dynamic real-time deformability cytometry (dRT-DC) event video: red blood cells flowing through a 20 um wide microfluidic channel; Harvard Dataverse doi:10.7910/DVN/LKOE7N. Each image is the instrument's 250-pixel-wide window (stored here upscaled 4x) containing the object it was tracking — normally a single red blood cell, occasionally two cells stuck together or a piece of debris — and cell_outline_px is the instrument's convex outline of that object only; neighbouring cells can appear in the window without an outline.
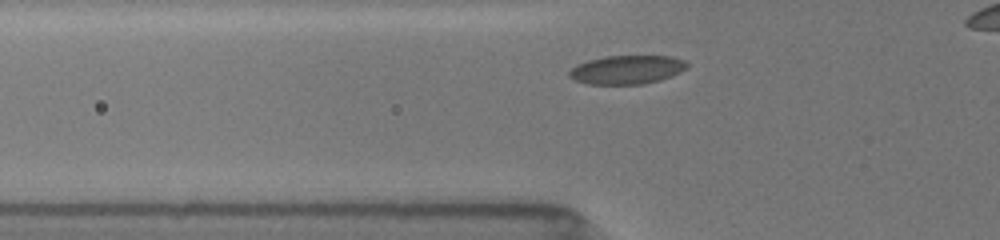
{"species": "common noctule bat (a hibernating species)", "species_latin": "Nyctalus noctula", "temperature_condition": "room temperature", "stored_images_in_passage": 37, "camera_frame_rate_fps": 3000, "um_per_image_px": 0.085, "animal": {"sex": "female", "body_mass_g": 19.5, "forearm_length_mm": 54.1}, "frame": {"image": 1, "passage_image": 8, "time_ms": 2.333, "image_size_px": [1000, 240], "cell_outline_px": [[688, 68], [672, 76], [660, 80], [644, 84], [588, 84], [576, 80], [568, 76], [568, 72], [576, 64], [588, 60], [604, 56], [672, 56], [684, 60], [688, 64]], "centroid_in_image_um": [53.3, 5.92], "position_along_channel_um": 72.5, "area_um2": 19.83}}
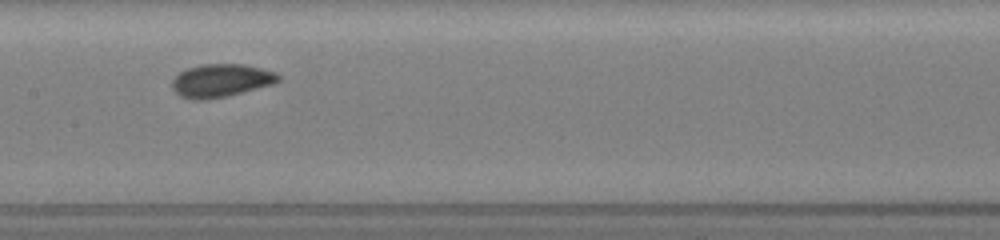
{"frame": {"image": 2, "passage_image": 17, "time_ms": 5.333, "image_size_px": [1000, 240], "cell_outline_px": [[280, 80], [276, 84], [228, 96], [208, 100], [192, 100], [180, 96], [172, 88], [172, 80], [180, 72], [188, 68], [204, 64], [244, 64], [276, 72], [280, 76]], "centroid_in_image_um": [18.82, 6.86], "position_along_channel_um": 188.6, "area_um2": 20.69}}
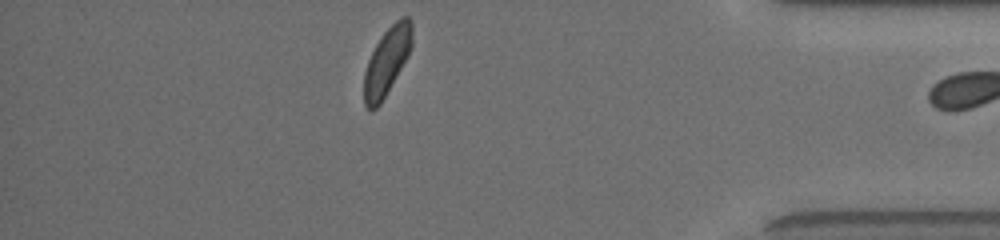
{"frame": {"image": 3, "passage_image": 36, "time_ms": 11.667, "image_size_px": [1000, 240], "cell_outline_px": [[412, 44], [408, 56], [380, 104], [372, 112], [364, 104], [364, 72], [368, 60], [376, 44], [384, 32], [400, 16], [408, 16], [412, 20]], "centroid_in_image_um": [32.89, 5.19], "position_along_channel_um": 402.3, "area_um2": 18.79}}